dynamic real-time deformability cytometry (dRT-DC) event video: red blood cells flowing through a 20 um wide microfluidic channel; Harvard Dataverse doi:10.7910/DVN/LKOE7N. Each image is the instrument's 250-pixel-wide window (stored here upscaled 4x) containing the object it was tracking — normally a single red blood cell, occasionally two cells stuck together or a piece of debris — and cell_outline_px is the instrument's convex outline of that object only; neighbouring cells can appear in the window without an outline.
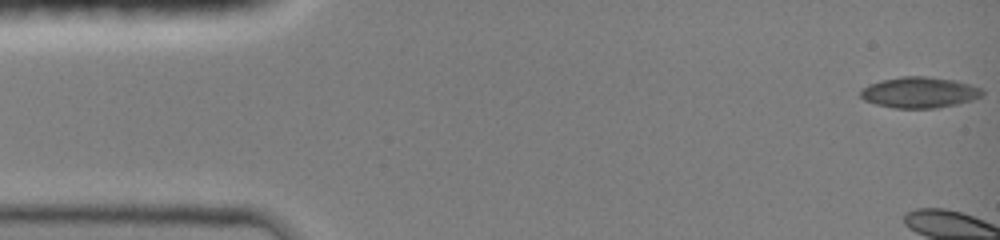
{"species": "common noctule bat (a hibernating species)", "species_latin": "Nyctalus noctula", "temperature_condition": "room temperature", "stored_images_in_passage": 29, "camera_frame_rate_fps": 3000, "um_per_image_px": 0.085, "animal": {"sex": "female", "body_mass_g": 19.0, "forearm_length_mm": 51.5}, "frame": {"image": 1, "passage_image": 1, "time_ms": 0.0, "image_size_px": [1000, 240], "cell_outline_px": [[984, 96], [972, 100], [956, 104], [936, 108], [892, 108], [876, 104], [864, 100], [860, 96], [860, 92], [868, 84], [880, 80], [900, 76], [928, 76], [952, 80], [984, 88]], "centroid_in_image_um": [78.16, 7.85], "position_along_channel_um": 6.8, "area_um2": 22.08}}
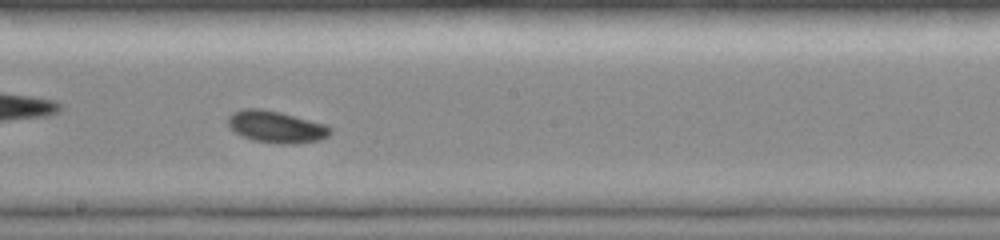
{"frame": {"image": 2, "passage_image": 16, "time_ms": 8.667, "image_size_px": [1000, 240], "cell_outline_px": [[332, 132], [328, 136], [320, 140], [292, 144], [280, 144], [252, 140], [236, 132], [228, 124], [228, 116], [232, 112], [244, 108], [260, 108], [280, 112], [324, 124], [332, 128]], "centroid_in_image_um": [23.48, 10.78], "position_along_channel_um": 224.7, "area_um2": 18.9}}
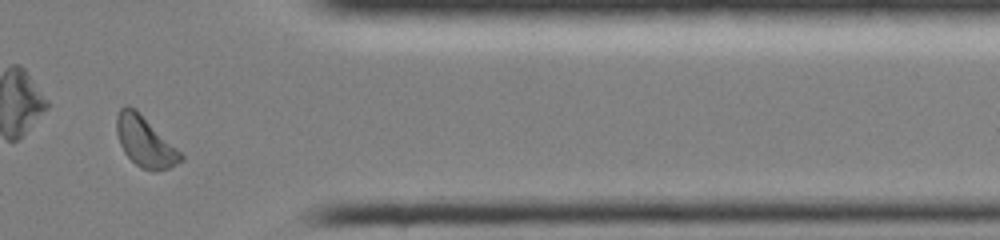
{"frame": {"image": 3, "passage_image": 26, "time_ms": 13.0, "image_size_px": [1000, 240], "cell_outline_px": [[184, 160], [168, 168], [140, 168], [124, 152], [120, 144], [116, 132], [116, 116], [120, 108], [124, 104], [128, 104], [136, 108], [184, 156]], "centroid_in_image_um": [12.28, 11.96], "position_along_channel_um": 399.1, "area_um2": 18.5}, "authors_computed_cell_mechanics": {"area_um2": 18.1492, "velocity_mm_per_s": 4.1613, "shape_relaxation_time_tau1_ms": 2.4112, "shape_relaxation_time_tau2_ms": 7.0382, "deformation_change_tau1": 0.0477, "deformation_change_tau2": 0.1323}}